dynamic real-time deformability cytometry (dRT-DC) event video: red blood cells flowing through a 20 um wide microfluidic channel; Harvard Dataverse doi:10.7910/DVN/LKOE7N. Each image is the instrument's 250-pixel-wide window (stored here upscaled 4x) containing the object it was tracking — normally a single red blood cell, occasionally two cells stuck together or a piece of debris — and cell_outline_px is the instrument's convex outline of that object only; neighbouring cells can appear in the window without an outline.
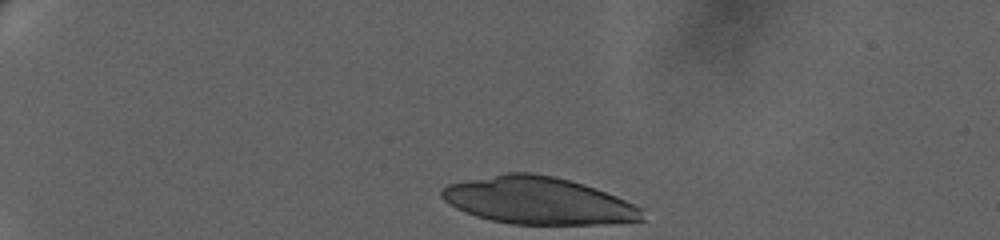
{"species": "human", "species_latin": "Homo sapiens", "temperature_condition": "warm", "stored_images_in_passage": 9, "camera_frame_rate_fps": 3000, "um_per_image_px": 0.085, "donor": {"sex": "female"}, "frame": {"image": 1, "passage_image": 1, "time_ms": 0.0, "image_size_px": [1000, 240], "cell_outline_px": [[644, 220], [608, 224], [512, 224], [492, 220], [476, 216], [464, 212], [448, 204], [440, 196], [440, 192], [448, 184], [504, 172], [532, 172], [552, 176], [584, 184], [596, 188], [616, 196], [644, 208]], "centroid_in_image_um": [45.76, 17.05], "position_along_channel_um": 39.2, "area_um2": 55.37}}